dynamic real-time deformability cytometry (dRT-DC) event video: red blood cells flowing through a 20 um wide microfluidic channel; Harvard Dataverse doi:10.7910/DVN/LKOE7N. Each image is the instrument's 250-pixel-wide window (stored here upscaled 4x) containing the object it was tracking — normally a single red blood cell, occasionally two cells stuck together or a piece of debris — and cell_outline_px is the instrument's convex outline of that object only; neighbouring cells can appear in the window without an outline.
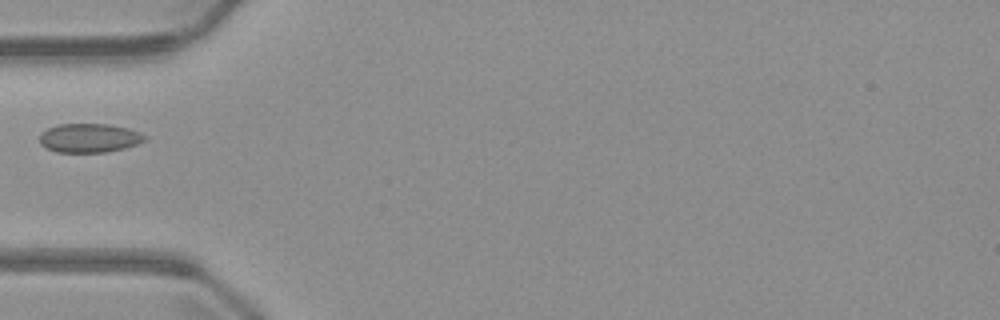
{"species": "common noctule bat (a hibernating species)", "species_latin": "Nyctalus noctula", "temperature_condition": "warm", "stored_images_in_passage": 6, "camera_frame_rate_fps": 3000, "um_per_image_px": 0.085, "animal": {"sex": "male", "body_mass_g": 23.1, "forearm_length_mm": 52.7}, "frame": {"image": 1, "passage_image": 5, "time_ms": 5.0, "image_size_px": [1000, 320], "cell_outline_px": [[148, 136], [144, 140], [136, 144], [124, 148], [104, 152], [56, 152], [44, 148], [40, 144], [40, 132], [56, 124], [108, 124], [128, 128], [140, 132]], "centroid_in_image_um": [7.55, 11.72], "position_along_channel_um": 77.4, "area_um2": 17.86}}
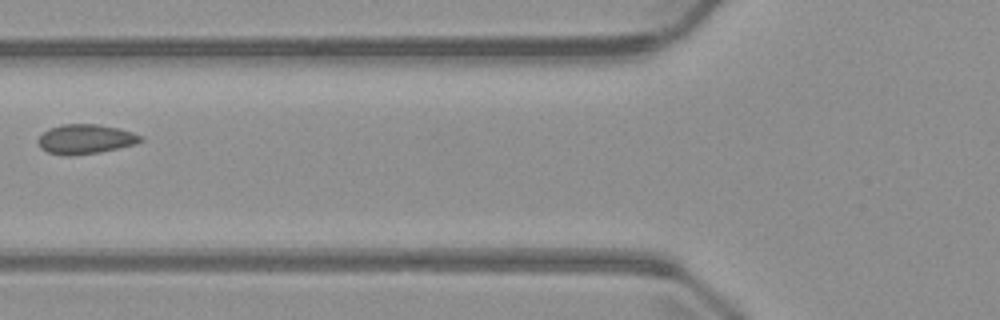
{"frame": {"image": 2, "passage_image": 6, "time_ms": 6.0, "image_size_px": [1000, 320], "cell_outline_px": [[144, 140], [136, 144], [96, 152], [48, 152], [40, 148], [36, 140], [48, 128], [60, 124], [96, 124], [120, 128], [144, 136]], "centroid_in_image_um": [7.31, 11.76], "position_along_channel_um": 118.5, "area_um2": 16.99}}